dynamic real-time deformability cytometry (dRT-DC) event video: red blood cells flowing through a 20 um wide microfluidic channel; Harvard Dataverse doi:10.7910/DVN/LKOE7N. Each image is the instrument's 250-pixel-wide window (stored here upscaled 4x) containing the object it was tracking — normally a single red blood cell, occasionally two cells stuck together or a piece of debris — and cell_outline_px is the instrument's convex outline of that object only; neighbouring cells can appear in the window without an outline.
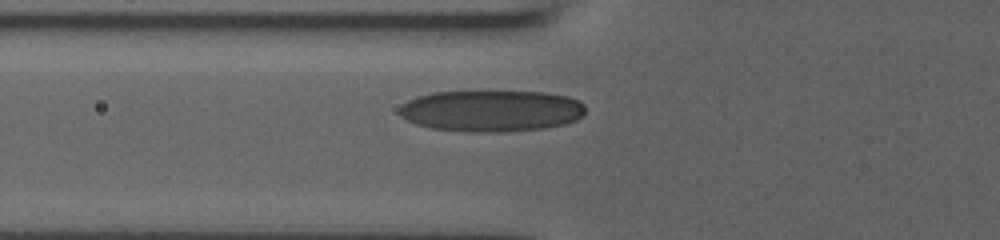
{"species": "human", "species_latin": "Homo sapiens", "temperature_condition": "room temperature", "stored_images_in_passage": 15, "camera_frame_rate_fps": 3000, "um_per_image_px": 0.085, "donor": {"sex": "male"}, "frame": {"image": 1, "passage_image": 2, "time_ms": 0.333, "image_size_px": [1000, 240], "cell_outline_px": [[584, 112], [576, 120], [564, 124], [540, 128], [504, 132], [468, 132], [432, 128], [416, 124], [400, 116], [400, 108], [408, 100], [416, 96], [432, 92], [480, 88], [544, 92], [568, 96], [580, 100], [584, 104]], "centroid_in_image_um": [41.75, 9.36], "position_along_channel_um": 84.1, "area_um2": 46.41}}
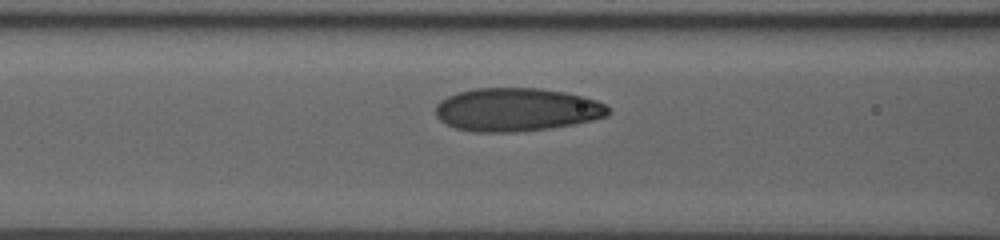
{"frame": {"image": 2, "passage_image": 7, "time_ms": 1.333, "image_size_px": [1000, 240], "cell_outline_px": [[608, 116], [592, 120], [572, 124], [548, 128], [512, 132], [476, 132], [456, 128], [440, 120], [436, 116], [436, 104], [440, 100], [456, 92], [476, 88], [540, 88], [564, 92], [584, 96], [596, 100], [604, 104], [608, 108]], "centroid_in_image_um": [43.89, 9.31], "position_along_channel_um": 122.7, "area_um2": 43.41}}
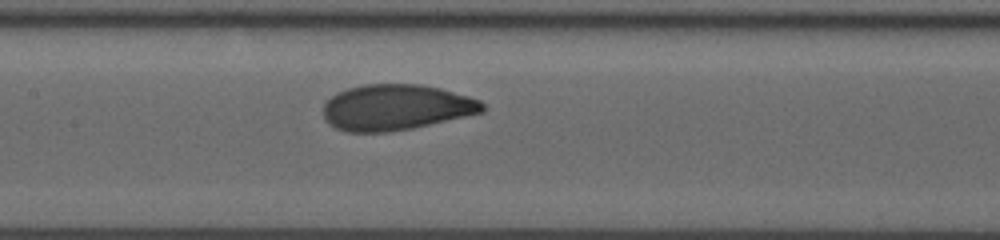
{"frame": {"image": 3, "passage_image": 12, "time_ms": 2.667, "image_size_px": [1000, 240], "cell_outline_px": [[484, 112], [412, 128], [392, 132], [348, 132], [336, 128], [328, 124], [324, 120], [324, 100], [336, 92], [348, 88], [364, 84], [420, 84], [440, 88], [468, 96], [480, 100], [484, 104]], "centroid_in_image_um": [33.62, 9.12], "position_along_channel_um": 173.8, "area_um2": 42.71}}